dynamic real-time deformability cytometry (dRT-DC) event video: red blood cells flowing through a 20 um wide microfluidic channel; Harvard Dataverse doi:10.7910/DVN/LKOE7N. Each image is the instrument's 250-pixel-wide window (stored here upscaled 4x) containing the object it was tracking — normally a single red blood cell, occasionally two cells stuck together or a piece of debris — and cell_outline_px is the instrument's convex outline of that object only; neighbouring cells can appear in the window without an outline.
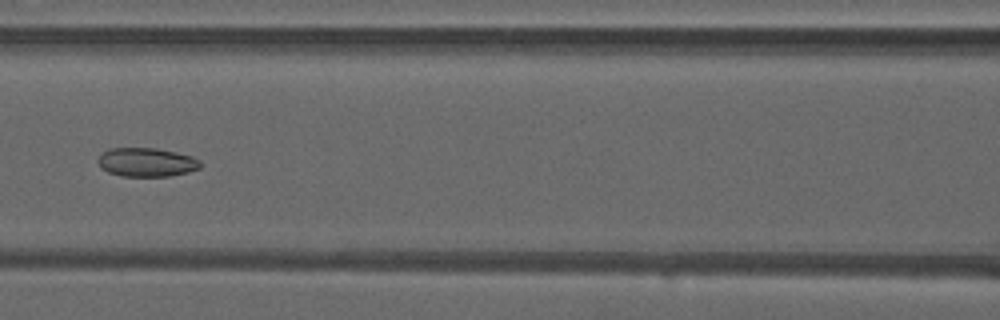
{"species": "common noctule bat (a hibernating species)", "species_latin": "Nyctalus noctula", "temperature_condition": "warm", "stored_images_in_passage": 25, "camera_frame_rate_fps": 3000, "um_per_image_px": 0.085, "animal": {"sex": "male", "forearm_length_mm": 52.5}, "frame": {"image": 1, "passage_image": 8, "time_ms": 2.333, "image_size_px": [1000, 320], "cell_outline_px": [[200, 168], [188, 172], [168, 176], [124, 176], [108, 172], [100, 168], [96, 160], [108, 148], [156, 148], [176, 152], [192, 156], [200, 160]], "centroid_in_image_um": [12.44, 13.78], "position_along_channel_um": 154.2, "area_um2": 17.22}}
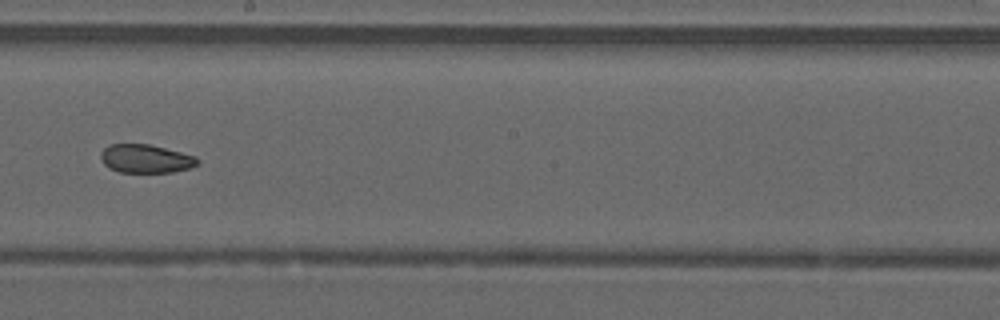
{"frame": {"image": 2, "passage_image": 14, "time_ms": 4.333, "image_size_px": [1000, 320], "cell_outline_px": [[200, 164], [188, 168], [172, 172], [120, 172], [108, 168], [104, 164], [100, 156], [100, 152], [108, 144], [148, 144], [196, 156], [200, 160]], "centroid_in_image_um": [12.38, 13.49], "position_along_channel_um": 235.8, "area_um2": 16.07}}
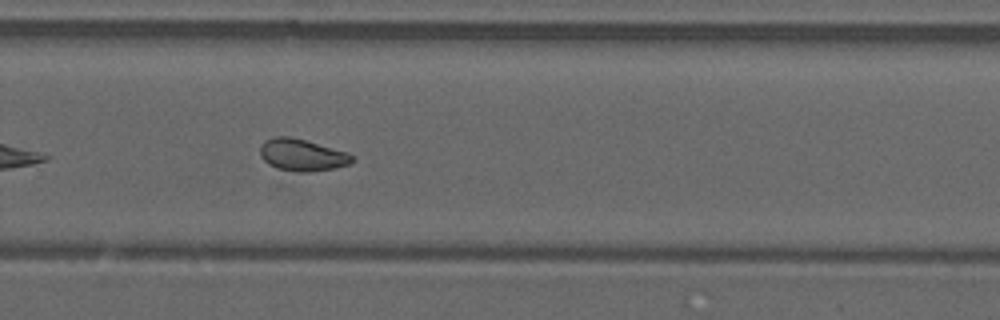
{"frame": {"image": 3, "passage_image": 19, "time_ms": 6.0, "image_size_px": [1000, 320], "cell_outline_px": [[356, 160], [348, 164], [332, 168], [308, 172], [300, 172], [276, 168], [268, 164], [260, 156], [260, 148], [264, 140], [276, 136], [288, 136], [304, 140], [348, 152]], "centroid_in_image_um": [25.66, 13.17], "position_along_channel_um": 304.1, "area_um2": 16.99}, "authors_computed_cell_mechanics": {"area_um2": 16.5886, "velocity_mm_per_s": 4.1014, "shape_relaxation_time_tau1_ms": null, "shape_relaxation_time_tau2_ms": 1.8948, "deformation_change_tau1": null, "deformation_change_tau2": 0.0663}}